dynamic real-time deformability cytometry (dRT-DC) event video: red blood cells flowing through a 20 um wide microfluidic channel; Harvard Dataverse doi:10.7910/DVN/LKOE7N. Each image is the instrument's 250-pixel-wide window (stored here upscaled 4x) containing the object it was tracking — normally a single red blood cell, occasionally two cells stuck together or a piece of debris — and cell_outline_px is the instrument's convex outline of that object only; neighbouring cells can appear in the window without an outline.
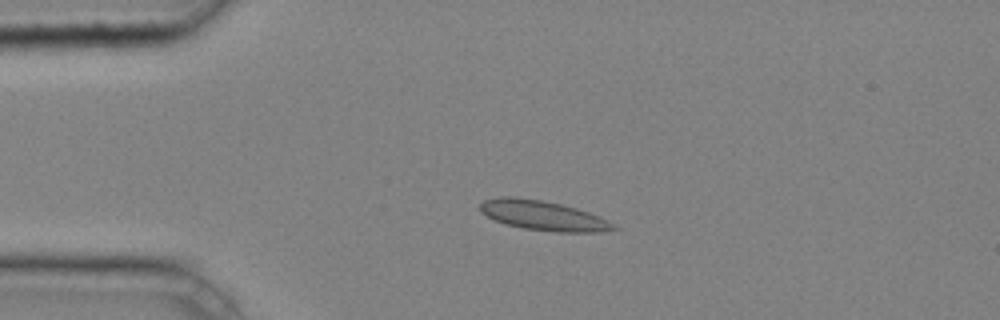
{"species": "common noctule bat (a hibernating species)", "species_latin": "Nyctalus noctula", "temperature_condition": "cold", "stored_images_in_passage": 45, "camera_frame_rate_fps": 3000, "um_per_image_px": 0.085, "animal": {"sex": "male", "body_mass_g": 20.4}, "frame": {"image": 1, "passage_image": 11, "time_ms": 3.333, "image_size_px": [1000, 320], "cell_outline_px": [[620, 228], [600, 232], [556, 232], [524, 228], [508, 224], [496, 220], [480, 212], [480, 204], [484, 200], [500, 196], [512, 196], [540, 200], [560, 204], [576, 208], [600, 216], [608, 220]], "centroid_in_image_um": [46.19, 18.32], "position_along_channel_um": 38.8, "area_um2": 22.95}}
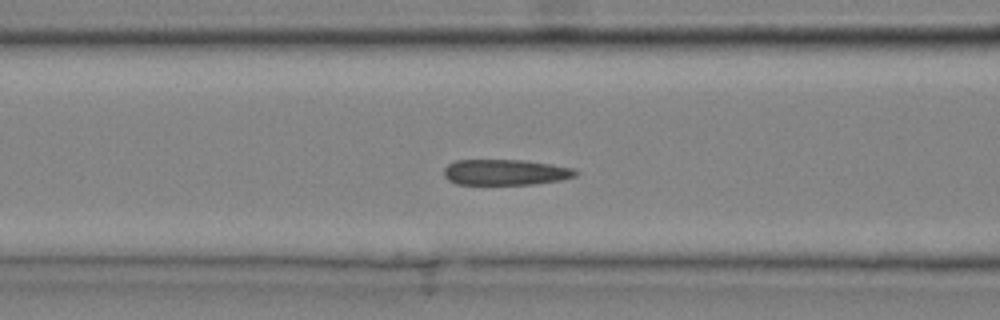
{"frame": {"image": 2, "passage_image": 19, "time_ms": 6.0, "image_size_px": [1000, 320], "cell_outline_px": [[580, 172], [576, 176], [560, 180], [532, 184], [456, 184], [448, 180], [444, 176], [444, 168], [448, 164], [456, 160], [524, 160], [552, 164], [572, 168]], "centroid_in_image_um": [42.96, 14.64], "position_along_channel_um": 123.6, "area_um2": 19.77}}
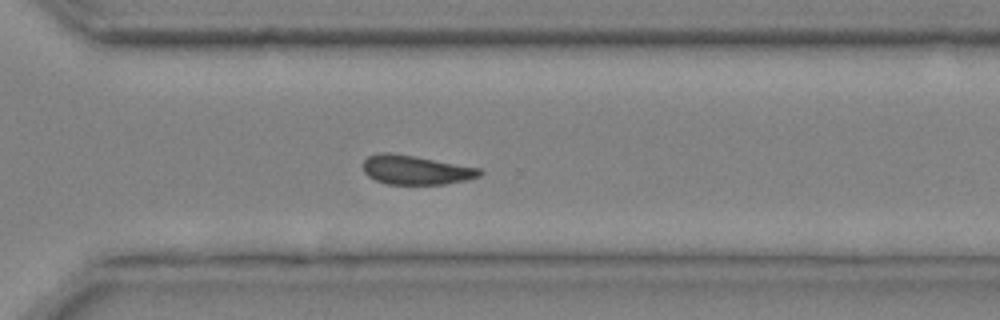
{"frame": {"image": 3, "passage_image": 34, "time_ms": 11.0, "image_size_px": [1000, 320], "cell_outline_px": [[484, 172], [480, 176], [468, 180], [448, 184], [388, 184], [376, 180], [368, 176], [364, 172], [364, 160], [368, 156], [380, 152], [388, 152], [412, 156], [480, 168]], "centroid_in_image_um": [35.36, 14.45], "position_along_channel_um": 335.2, "area_um2": 19.71}, "authors_computed_cell_mechanics": {"area_um2": 19.941, "velocity_mm_per_s": 4.2267, "shape_relaxation_time_tau1_ms": null, "shape_relaxation_time_tau2_ms": 4.397, "deformation_change_tau1": null, "deformation_change_tau2": 0.0846}}